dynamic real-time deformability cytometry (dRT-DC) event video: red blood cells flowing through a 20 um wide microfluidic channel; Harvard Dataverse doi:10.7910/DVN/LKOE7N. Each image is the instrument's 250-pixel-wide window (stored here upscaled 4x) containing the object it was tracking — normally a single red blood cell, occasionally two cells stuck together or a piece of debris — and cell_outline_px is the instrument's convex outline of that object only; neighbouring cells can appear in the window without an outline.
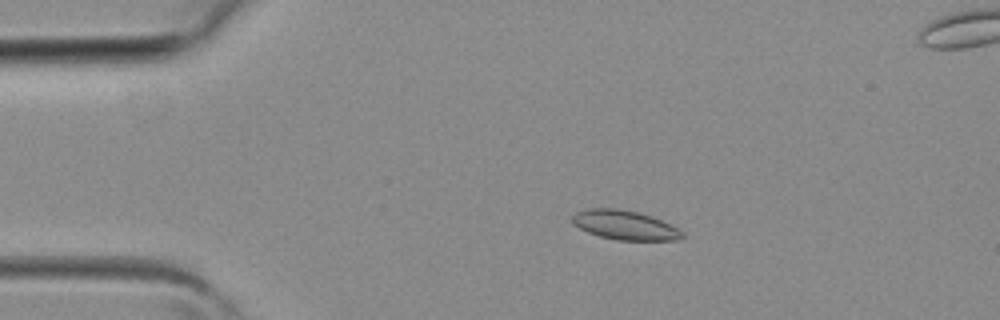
{"species": "common noctule bat (a hibernating species)", "species_latin": "Nyctalus noctula", "temperature_condition": "room temperature", "stored_images_in_passage": 4, "camera_frame_rate_fps": 3000, "um_per_image_px": 0.085, "animal": {"sex": "female", "body_mass_g": 19.3, "forearm_length_mm": 54.1}, "frame": {"image": 1, "passage_image": 2, "time_ms": 0.333, "image_size_px": [1000, 320], "cell_outline_px": [[684, 236], [680, 240], [616, 240], [600, 236], [588, 232], [580, 228], [572, 220], [572, 216], [576, 212], [588, 208], [616, 208], [640, 212], [652, 216], [684, 232]], "centroid_in_image_um": [53.12, 19.13], "position_along_channel_um": 31.9, "area_um2": 18.67}}